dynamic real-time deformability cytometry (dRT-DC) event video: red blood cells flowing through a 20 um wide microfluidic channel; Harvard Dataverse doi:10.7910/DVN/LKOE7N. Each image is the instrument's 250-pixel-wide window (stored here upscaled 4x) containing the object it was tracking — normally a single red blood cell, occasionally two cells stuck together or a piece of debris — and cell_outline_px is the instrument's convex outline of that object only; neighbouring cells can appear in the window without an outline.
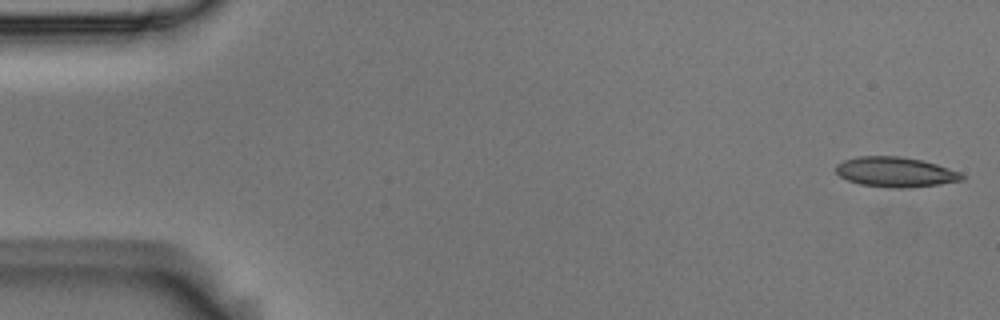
{"species": "Egyptian fruit bat (a non-hibernating species)", "species_latin": "Rousettus aegyptiacus", "temperature_condition": "room temperature", "stored_images_in_passage": 3, "camera_frame_rate_fps": 3000, "um_per_image_px": 0.085, "animal": {"sex": "male"}, "frame": {"image": 1, "passage_image": 1, "time_ms": 0.0, "image_size_px": [1000, 320], "cell_outline_px": [[964, 180], [940, 184], [908, 188], [888, 188], [860, 184], [848, 180], [840, 176], [836, 172], [836, 164], [844, 160], [856, 156], [900, 156], [920, 160], [936, 164], [960, 172], [964, 176]], "centroid_in_image_um": [76.1, 14.63], "position_along_channel_um": 8.9, "area_um2": 22.08}}